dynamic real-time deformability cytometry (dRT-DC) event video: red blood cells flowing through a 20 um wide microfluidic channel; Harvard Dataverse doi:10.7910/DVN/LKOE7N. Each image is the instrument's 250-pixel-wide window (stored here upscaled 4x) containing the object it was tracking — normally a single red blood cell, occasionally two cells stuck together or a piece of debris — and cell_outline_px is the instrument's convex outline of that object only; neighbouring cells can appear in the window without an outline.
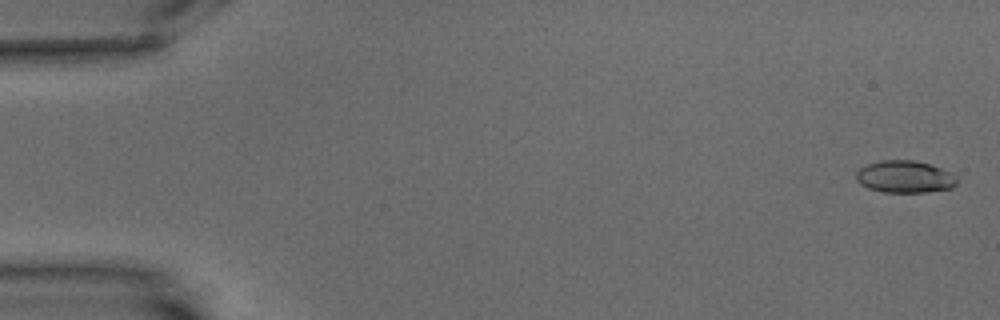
{"species": "common noctule bat (a hibernating species)", "species_latin": "Nyctalus noctula", "temperature_condition": "warm", "stored_images_in_passage": 7, "camera_frame_rate_fps": 3000, "um_per_image_px": 0.085, "animal": {"sex": "male", "body_mass_g": 15.6}, "frame": {"image": 1, "passage_image": 1, "time_ms": 0.0, "image_size_px": [1000, 320], "cell_outline_px": [[960, 180], [952, 188], [924, 192], [884, 192], [868, 188], [860, 184], [856, 180], [856, 172], [860, 168], [868, 164], [880, 160], [916, 160], [940, 168], [956, 176]], "centroid_in_image_um": [76.9, 15.02], "position_along_channel_um": 8.1, "area_um2": 18.9}}
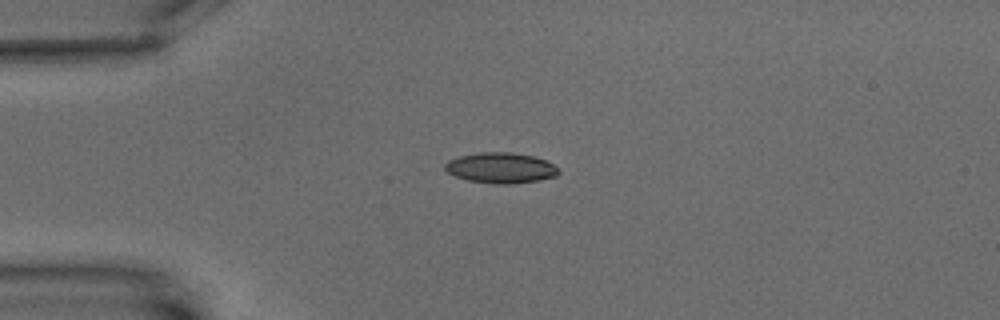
{"frame": {"image": 2, "passage_image": 5, "time_ms": 4.667, "image_size_px": [1000, 320], "cell_outline_px": [[560, 172], [556, 176], [540, 180], [512, 184], [496, 184], [468, 180], [456, 176], [448, 172], [444, 168], [444, 164], [448, 160], [456, 156], [480, 152], [508, 152], [532, 156], [544, 160], [560, 168]], "centroid_in_image_um": [42.55, 14.27], "position_along_channel_um": 42.4, "area_um2": 20.29}}